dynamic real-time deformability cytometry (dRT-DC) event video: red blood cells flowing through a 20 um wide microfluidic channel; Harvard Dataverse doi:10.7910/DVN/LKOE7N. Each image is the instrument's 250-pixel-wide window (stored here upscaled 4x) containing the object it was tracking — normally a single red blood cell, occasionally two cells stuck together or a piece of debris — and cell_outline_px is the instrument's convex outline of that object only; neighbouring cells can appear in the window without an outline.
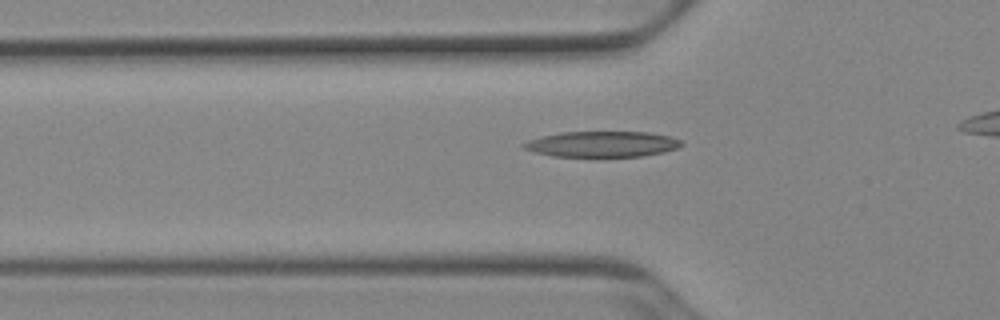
{"species": "Egyptian fruit bat (a non-hibernating species)", "species_latin": "Rousettus aegyptiacus", "temperature_condition": "cold", "stored_images_in_passage": 33, "camera_frame_rate_fps": 3000, "um_per_image_px": 0.085, "animal": {"sex": "female"}, "frame": {"image": 1, "passage_image": 5, "time_ms": 1.333, "image_size_px": [1000, 320], "cell_outline_px": [[684, 144], [676, 148], [664, 152], [644, 156], [552, 156], [520, 148], [520, 144], [528, 140], [560, 132], [648, 132], [672, 136], [680, 140]], "centroid_in_image_um": [51.18, 12.24], "position_along_channel_um": 74.6, "area_um2": 23.64}}
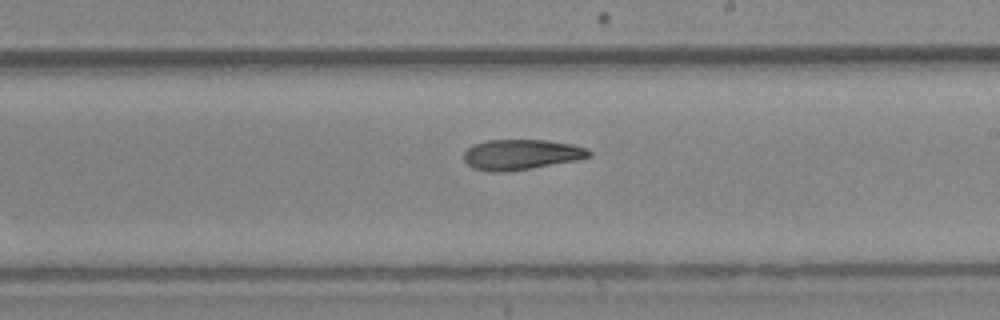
{"frame": {"image": 2, "passage_image": 18, "time_ms": 5.667, "image_size_px": [1000, 320], "cell_outline_px": [[592, 156], [576, 160], [532, 168], [504, 172], [492, 172], [472, 168], [464, 160], [464, 152], [472, 144], [488, 140], [544, 140], [572, 144], [588, 148], [592, 152]], "centroid_in_image_um": [44.3, 13.13], "position_along_channel_um": 244.7, "area_um2": 22.2}}
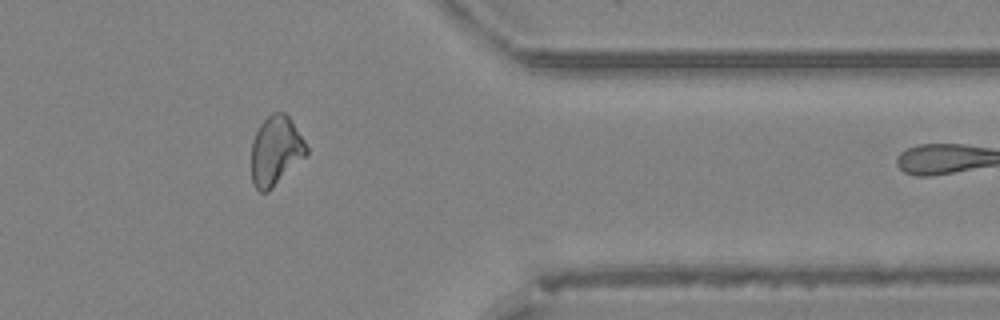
{"frame": {"image": 3, "passage_image": 30, "time_ms": 9.667, "image_size_px": [1000, 320], "cell_outline_px": [[308, 152], [268, 192], [260, 192], [256, 188], [252, 180], [252, 140], [260, 124], [272, 112], [284, 112], [292, 120], [304, 140], [308, 148]], "centroid_in_image_um": [23.42, 12.79], "position_along_channel_um": 388.0, "area_um2": 21.91}}